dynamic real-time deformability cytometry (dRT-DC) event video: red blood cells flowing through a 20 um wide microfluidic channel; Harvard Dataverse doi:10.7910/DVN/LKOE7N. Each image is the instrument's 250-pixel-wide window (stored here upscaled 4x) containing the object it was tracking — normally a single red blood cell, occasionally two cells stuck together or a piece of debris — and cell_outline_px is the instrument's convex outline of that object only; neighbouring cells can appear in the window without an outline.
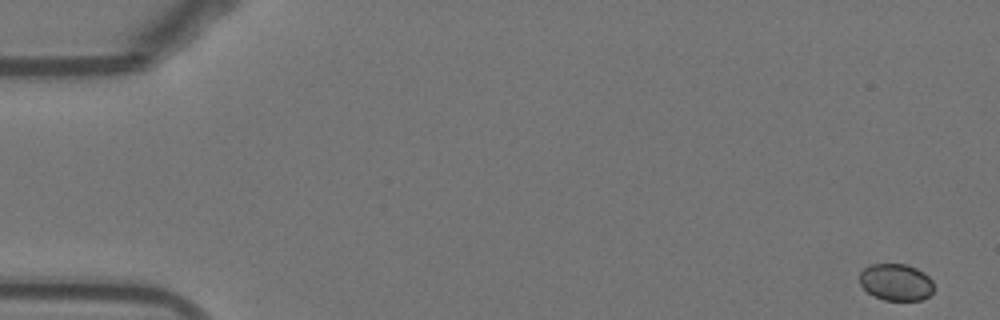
{"species": "Egyptian fruit bat (a non-hibernating species)", "species_latin": "Rousettus aegyptiacus", "temperature_condition": "warm", "stored_images_in_passage": 53, "camera_frame_rate_fps": 3000, "um_per_image_px": 0.085, "animal": {"sex": "female"}, "frame": {"image": 1, "passage_image": 1, "time_ms": 0.0, "image_size_px": [1000, 320], "cell_outline_px": [[932, 292], [928, 296], [920, 300], [884, 300], [868, 292], [860, 284], [860, 272], [868, 264], [904, 264], [916, 268], [924, 272], [932, 280]], "centroid_in_image_um": [76.15, 23.97], "position_along_channel_um": 8.9, "area_um2": 15.84}}
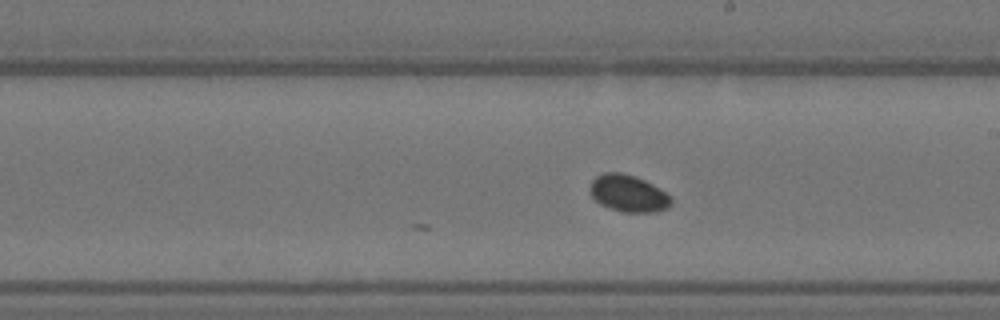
{"frame": {"image": 2, "passage_image": 30, "time_ms": 9.667, "image_size_px": [1000, 320], "cell_outline_px": [[672, 204], [668, 208], [652, 212], [620, 212], [600, 204], [592, 196], [588, 188], [592, 180], [596, 176], [604, 172], [620, 172], [636, 176], [660, 188], [672, 196]], "centroid_in_image_um": [53.41, 16.43], "position_along_channel_um": 235.6, "area_um2": 17.69}}
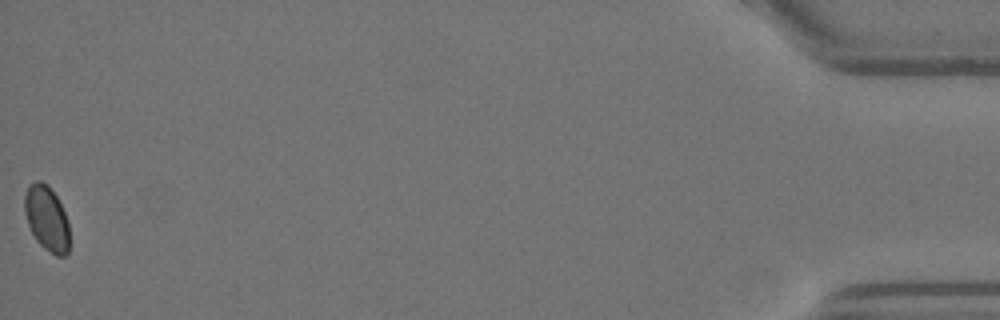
{"frame": {"image": 3, "passage_image": 53, "time_ms": 17.333, "image_size_px": [1000, 320], "cell_outline_px": [[68, 252], [64, 256], [56, 256], [44, 248], [36, 240], [28, 224], [24, 212], [24, 196], [28, 188], [36, 180], [40, 180], [48, 184], [56, 196], [64, 212], [68, 224]], "centroid_in_image_um": [3.96, 18.56], "position_along_channel_um": 431.2, "area_um2": 16.82}}